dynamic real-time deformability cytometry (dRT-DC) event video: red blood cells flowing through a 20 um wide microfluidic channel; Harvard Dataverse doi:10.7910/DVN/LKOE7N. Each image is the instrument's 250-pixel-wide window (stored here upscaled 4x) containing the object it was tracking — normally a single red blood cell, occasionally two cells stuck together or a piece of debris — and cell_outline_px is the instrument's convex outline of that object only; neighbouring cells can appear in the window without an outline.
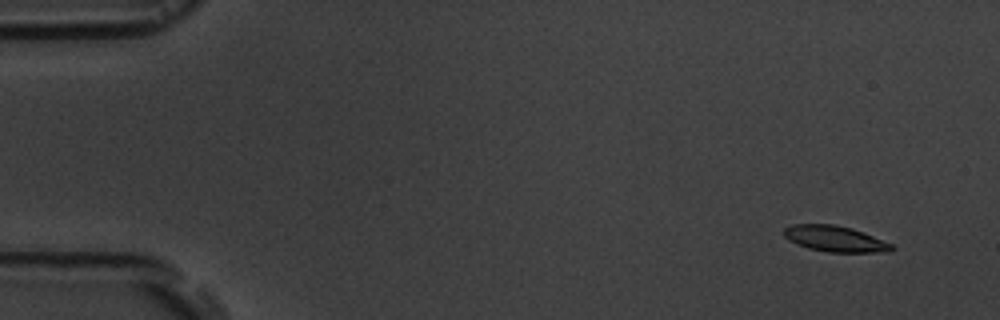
{"species": "common noctule bat (a hibernating species)", "species_latin": "Nyctalus noctula", "temperature_condition": "room temperature", "stored_images_in_passage": 16, "camera_frame_rate_fps": 3000, "um_per_image_px": 0.085, "animal": {"sex": "male", "body_mass_g": 19.5, "forearm_length_mm": 54.6}, "frame": {"image": 1, "passage_image": 1, "time_ms": 0.0, "image_size_px": [1000, 320], "cell_outline_px": [[896, 248], [892, 252], [828, 252], [808, 248], [796, 244], [788, 240], [784, 236], [784, 228], [792, 224], [836, 224], [852, 228], [864, 232], [892, 244]], "centroid_in_image_um": [70.99, 20.29], "position_along_channel_um": 14.0, "area_um2": 16.47}}
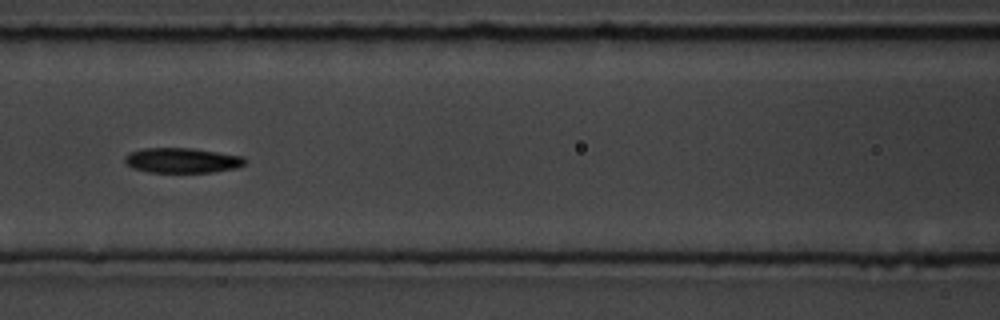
{"frame": {"image": 2, "passage_image": 7, "time_ms": 7.0, "image_size_px": [1000, 320], "cell_outline_px": [[248, 160], [244, 164], [236, 168], [212, 172], [148, 172], [132, 168], [124, 160], [124, 156], [128, 152], [144, 148], [192, 148], [244, 156]], "centroid_in_image_um": [15.48, 13.63], "position_along_channel_um": 151.1, "area_um2": 17.63}}
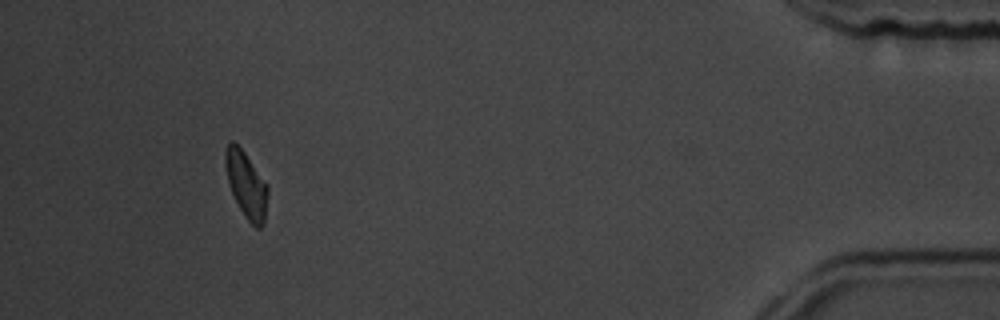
{"frame": {"image": 3, "passage_image": 15, "time_ms": 16.0, "image_size_px": [1000, 320], "cell_outline_px": [[268, 196], [264, 224], [260, 228], [256, 228], [244, 216], [228, 184], [224, 164], [224, 152], [228, 140], [232, 140], [244, 152], [268, 184]], "centroid_in_image_um": [20.93, 15.68], "position_along_channel_um": 414.3, "area_um2": 16.53}, "authors_computed_cell_mechanics": {"area_um2": 17.1377, "velocity_mm_per_s": 3.6458, "shape_relaxation_time_tau1_ms": 2.2864, "shape_relaxation_time_tau2_ms": 9.9151, "deformation_change_tau1": 0.0879, "deformation_change_tau2": 0.1513}}